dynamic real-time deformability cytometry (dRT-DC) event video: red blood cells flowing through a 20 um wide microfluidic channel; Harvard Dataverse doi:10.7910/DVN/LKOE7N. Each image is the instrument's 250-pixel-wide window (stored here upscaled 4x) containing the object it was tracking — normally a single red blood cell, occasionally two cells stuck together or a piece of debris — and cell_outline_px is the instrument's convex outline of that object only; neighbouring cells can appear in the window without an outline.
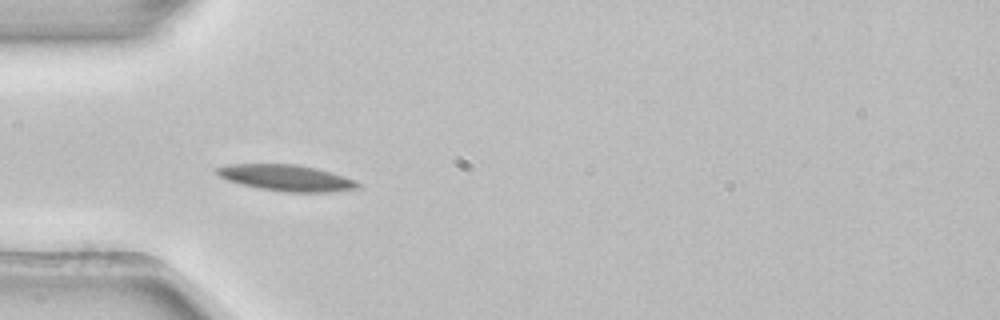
{"species": "common noctule bat (a hibernating species)", "species_latin": "Nyctalus noctula", "temperature_condition": "room temperature", "stored_images_in_passage": 4, "camera_frame_rate_fps": 3000, "um_per_image_px": 0.085, "animal": {"sex": "female", "body_mass_g": 22.7, "forearm_length_mm": 54.2}, "frame": {"image": 1, "passage_image": 3, "time_ms": 0.667, "image_size_px": [1000, 320], "cell_outline_px": [[364, 184], [360, 188], [328, 192], [284, 192], [260, 188], [228, 180], [220, 176], [212, 168], [228, 164], [296, 164], [316, 168], [344, 176], [356, 180]], "centroid_in_image_um": [24.38, 15.11], "position_along_channel_um": 60.6, "area_um2": 21.56}}